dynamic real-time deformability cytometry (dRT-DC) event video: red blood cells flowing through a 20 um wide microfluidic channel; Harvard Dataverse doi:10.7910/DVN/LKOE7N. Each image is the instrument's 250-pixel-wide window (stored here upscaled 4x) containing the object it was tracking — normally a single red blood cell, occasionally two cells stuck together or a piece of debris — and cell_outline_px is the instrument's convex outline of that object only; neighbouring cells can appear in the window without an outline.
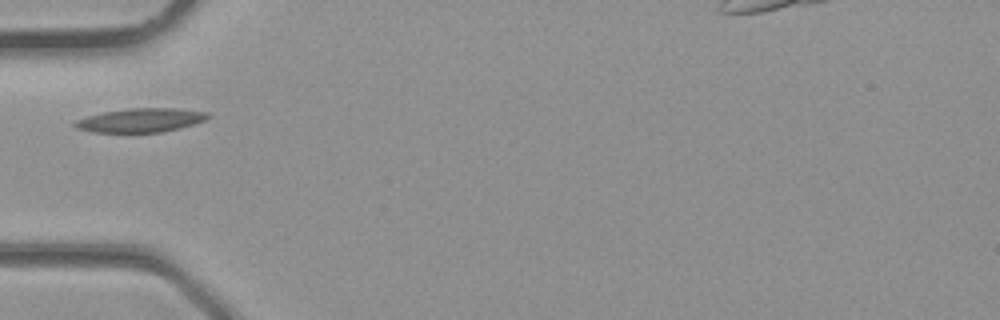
{"species": "common noctule bat (a hibernating species)", "species_latin": "Nyctalus noctula", "temperature_condition": "room temperature", "stored_images_in_passage": 1, "camera_frame_rate_fps": 3000, "um_per_image_px": 0.085, "animal": {"sex": "male", "body_mass_g": 23.1, "forearm_length_mm": 52.7}, "frame": {"image": 1, "passage_image": 1, "time_ms": 0.0, "image_size_px": [1000, 320], "cell_outline_px": [[212, 116], [204, 120], [180, 128], [160, 132], [92, 132], [76, 128], [72, 124], [76, 120], [88, 116], [104, 112], [128, 108], [176, 108], [208, 112]], "centroid_in_image_um": [11.96, 10.21], "position_along_channel_um": 73.0, "area_um2": 18.44}}